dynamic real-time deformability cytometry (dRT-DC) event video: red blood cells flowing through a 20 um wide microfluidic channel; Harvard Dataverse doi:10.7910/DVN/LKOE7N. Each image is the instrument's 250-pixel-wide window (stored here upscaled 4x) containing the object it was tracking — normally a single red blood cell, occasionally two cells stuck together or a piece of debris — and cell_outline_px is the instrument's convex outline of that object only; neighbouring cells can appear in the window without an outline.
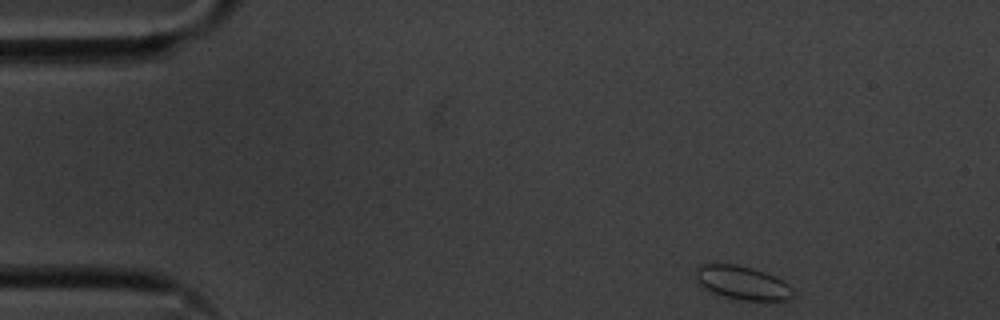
{"species": "common noctule bat (a hibernating species)", "species_latin": "Nyctalus noctula", "temperature_condition": "cold", "stored_images_in_passage": 44, "camera_frame_rate_fps": 3000, "um_per_image_px": 0.085, "animal": {"sex": "male", "body_mass_g": 20.1, "forearm_length_mm": 53.5}, "frame": {"image": 1, "passage_image": 1, "time_ms": 0.0, "image_size_px": [1000, 320], "cell_outline_px": [[792, 296], [788, 300], [744, 300], [724, 296], [712, 292], [696, 284], [696, 268], [700, 264], [736, 264], [752, 268], [764, 272], [788, 284], [792, 288]], "centroid_in_image_um": [63.04, 24.03], "position_along_channel_um": 22.0, "area_um2": 18.84}}
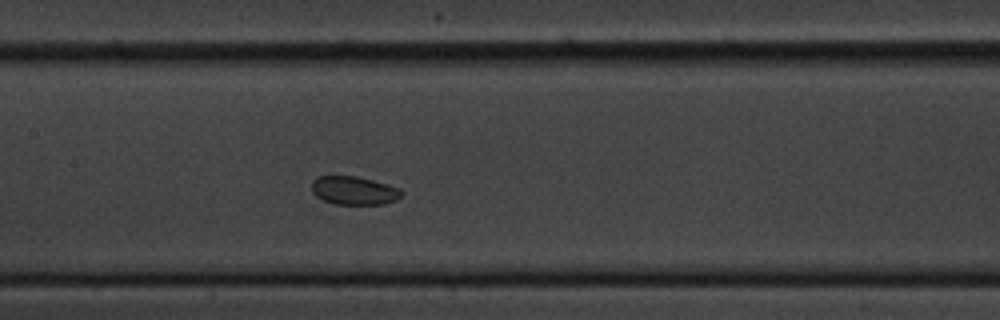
{"frame": {"image": 2, "passage_image": 21, "time_ms": 6.667, "image_size_px": [1000, 320], "cell_outline_px": [[404, 192], [396, 200], [384, 204], [336, 204], [324, 200], [316, 196], [312, 192], [312, 180], [316, 176], [356, 176], [388, 184], [400, 188]], "centroid_in_image_um": [30.09, 16.19], "position_along_channel_um": 177.3, "area_um2": 14.91}}
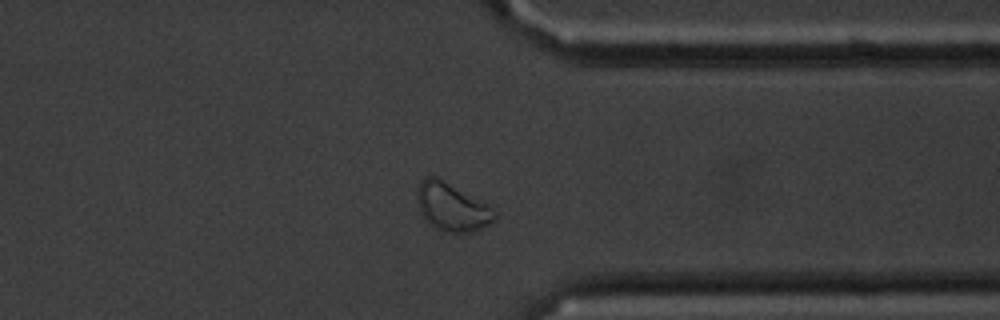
{"frame": {"image": 3, "passage_image": 38, "time_ms": 12.333, "image_size_px": [1000, 320], "cell_outline_px": [[496, 220], [472, 232], [444, 232], [432, 228], [428, 224], [420, 212], [416, 200], [416, 188], [420, 180], [424, 176], [436, 176], [488, 204], [496, 212]], "centroid_in_image_um": [38.36, 17.59], "position_along_channel_um": 373.0, "area_um2": 22.02}}